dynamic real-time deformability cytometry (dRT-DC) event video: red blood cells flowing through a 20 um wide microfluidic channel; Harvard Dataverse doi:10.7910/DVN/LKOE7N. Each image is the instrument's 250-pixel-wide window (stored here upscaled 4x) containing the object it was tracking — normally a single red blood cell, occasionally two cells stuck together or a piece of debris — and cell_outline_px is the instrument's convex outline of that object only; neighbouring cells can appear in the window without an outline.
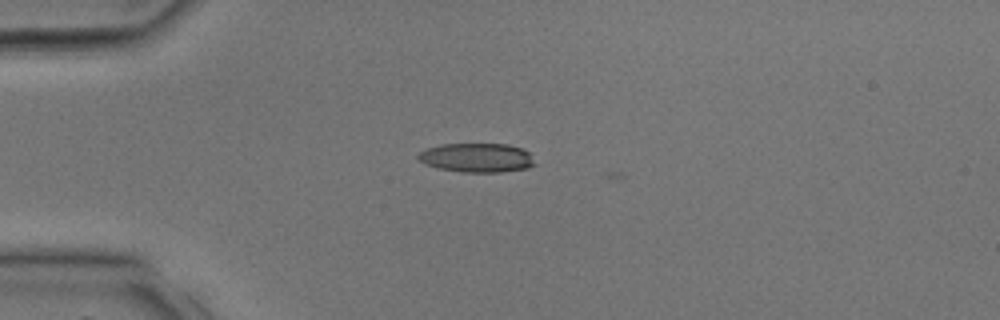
{"species": "common noctule bat (a hibernating species)", "species_latin": "Nyctalus noctula", "temperature_condition": "room temperature", "stored_images_in_passage": 1, "camera_frame_rate_fps": 3000, "um_per_image_px": 0.085, "animal": {"sex": "male", "body_mass_g": 17.9, "forearm_length_mm": 54.2}, "frame": {"image": 1, "passage_image": 1, "time_ms": 0.0, "image_size_px": [1000, 320], "cell_outline_px": [[536, 164], [528, 168], [500, 172], [464, 172], [440, 168], [424, 164], [416, 156], [420, 152], [428, 148], [440, 144], [508, 144], [520, 148], [528, 152]], "centroid_in_image_um": [40.53, 13.4], "position_along_channel_um": 44.5, "area_um2": 19.65}}